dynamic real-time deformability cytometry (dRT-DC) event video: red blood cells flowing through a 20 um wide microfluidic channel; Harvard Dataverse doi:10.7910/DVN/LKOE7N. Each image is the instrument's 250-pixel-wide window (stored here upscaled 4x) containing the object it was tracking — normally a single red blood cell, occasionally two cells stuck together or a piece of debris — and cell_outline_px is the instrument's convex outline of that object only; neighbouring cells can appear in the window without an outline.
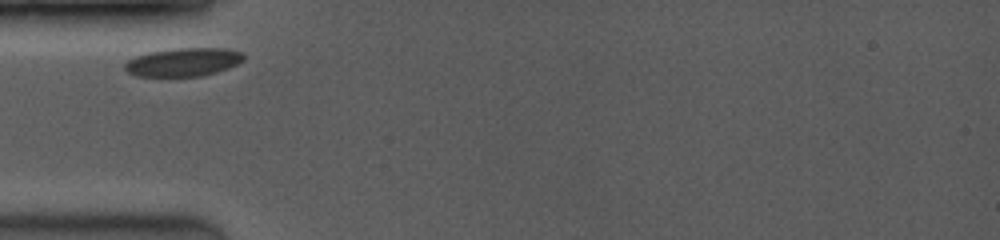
{"species": "common noctule bat (a hibernating species)", "species_latin": "Nyctalus noctula", "temperature_condition": "room temperature", "stored_images_in_passage": 3, "camera_frame_rate_fps": 3500, "um_per_image_px": 0.085, "animal": {"sex": "female", "body_mass_g": 19.0, "forearm_length_mm": 53.3}, "frame": {"image": 1, "passage_image": 1, "time_ms": 0.0, "image_size_px": [1000, 240], "cell_outline_px": [[244, 60], [228, 68], [216, 72], [200, 76], [136, 76], [128, 72], [124, 68], [124, 64], [128, 60], [136, 56], [148, 52], [176, 48], [224, 48], [244, 52]], "centroid_in_image_um": [15.59, 5.27], "position_along_channel_um": 69.4, "area_um2": 19.65}}
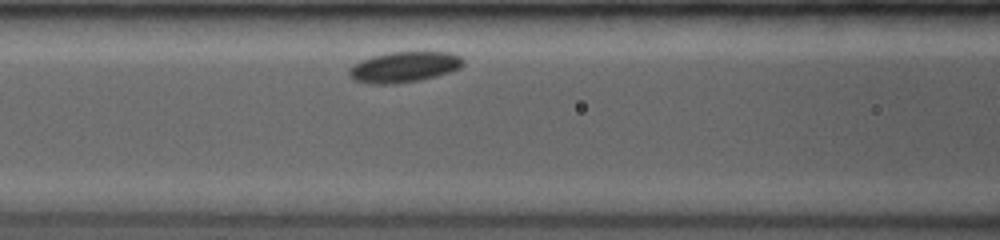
{"frame": {"image": 2, "passage_image": 3, "time_ms": 1.714, "image_size_px": [1000, 240], "cell_outline_px": [[464, 64], [460, 68], [452, 72], [420, 80], [396, 84], [368, 84], [352, 80], [348, 72], [360, 60], [372, 56], [388, 52], [448, 52], [460, 56], [464, 60]], "centroid_in_image_um": [34.37, 5.7], "position_along_channel_um": 132.2, "area_um2": 20.52}}